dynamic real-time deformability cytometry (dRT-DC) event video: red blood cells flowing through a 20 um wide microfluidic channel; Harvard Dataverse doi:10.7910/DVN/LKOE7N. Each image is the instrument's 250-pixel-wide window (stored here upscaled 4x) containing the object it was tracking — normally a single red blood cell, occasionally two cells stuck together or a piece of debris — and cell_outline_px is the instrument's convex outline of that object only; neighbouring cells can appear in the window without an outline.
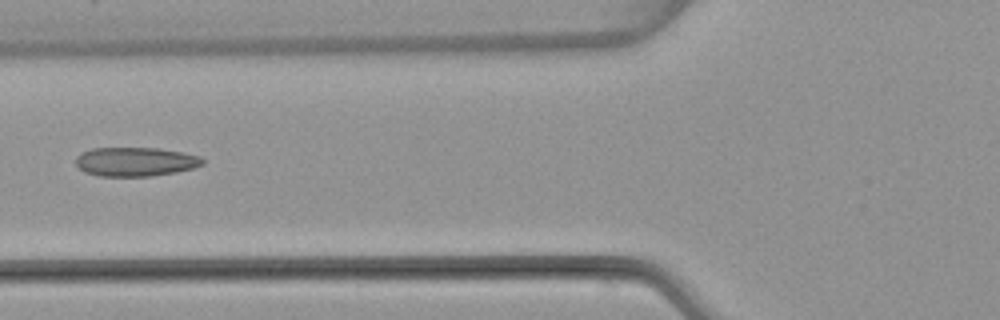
{"species": "common noctule bat (a hibernating species)", "species_latin": "Nyctalus noctula", "temperature_condition": "warm", "stored_images_in_passage": 6, "camera_frame_rate_fps": 3000, "um_per_image_px": 0.085, "animal": {"sex": "female", "body_mass_g": 22.7, "forearm_length_mm": 54.2}, "frame": {"image": 1, "passage_image": 6, "time_ms": 6.0, "image_size_px": [1000, 320], "cell_outline_px": [[204, 164], [192, 168], [176, 172], [152, 176], [100, 176], [84, 172], [76, 164], [76, 156], [80, 152], [92, 148], [156, 148], [184, 152], [200, 156], [204, 160]], "centroid_in_image_um": [11.51, 13.74], "position_along_channel_um": 114.3, "area_um2": 21.56}}